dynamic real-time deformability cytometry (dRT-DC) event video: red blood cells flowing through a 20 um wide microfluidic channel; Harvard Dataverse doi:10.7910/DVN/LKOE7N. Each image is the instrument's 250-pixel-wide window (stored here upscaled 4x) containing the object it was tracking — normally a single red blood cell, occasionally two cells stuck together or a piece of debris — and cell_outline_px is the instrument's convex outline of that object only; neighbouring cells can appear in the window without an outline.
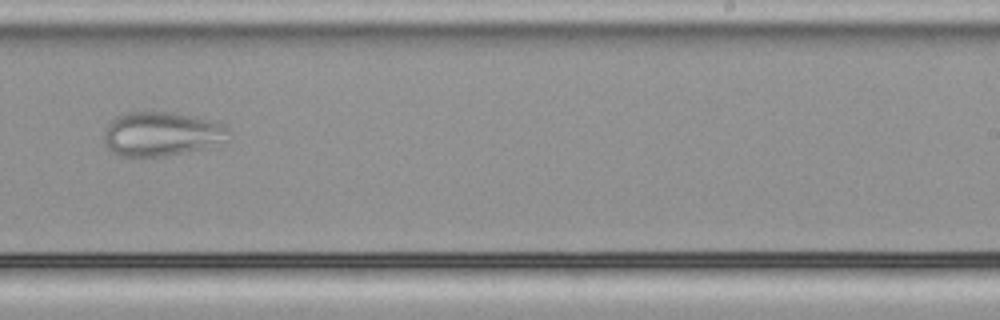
{"species": "common noctule bat (a hibernating species)", "species_latin": "Nyctalus noctula", "temperature_condition": "cold", "stored_images_in_passage": 42, "camera_frame_rate_fps": 3000, "um_per_image_px": 0.085, "animal": {"sex": "male", "body_mass_g": 21.5, "forearm_length_mm": 52.0}, "frame": {"image": 1, "passage_image": 22, "time_ms": 7.0, "image_size_px": [1000, 320], "cell_outline_px": [[228, 140], [200, 148], [184, 152], [164, 156], [120, 156], [112, 152], [104, 144], [104, 132], [108, 124], [116, 116], [124, 112], [172, 112], [192, 116], [208, 120], [220, 124], [228, 128]], "centroid_in_image_um": [13.66, 11.38], "position_along_channel_um": 275.3, "area_um2": 31.73}}
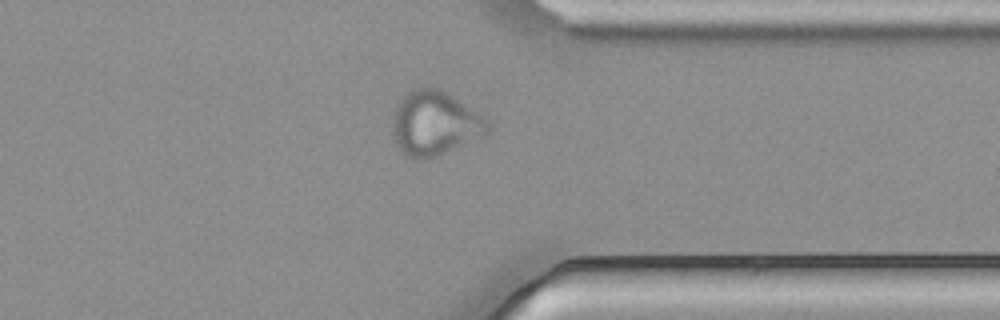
{"frame": {"image": 2, "passage_image": 30, "time_ms": 9.667, "image_size_px": [1000, 320], "cell_outline_px": [[492, 128], [488, 136], [424, 160], [420, 160], [408, 156], [396, 144], [392, 132], [392, 124], [396, 108], [400, 100], [412, 88], [440, 88], [488, 120]], "centroid_in_image_um": [36.99, 10.5], "position_along_channel_um": 374.4, "area_um2": 35.6}}
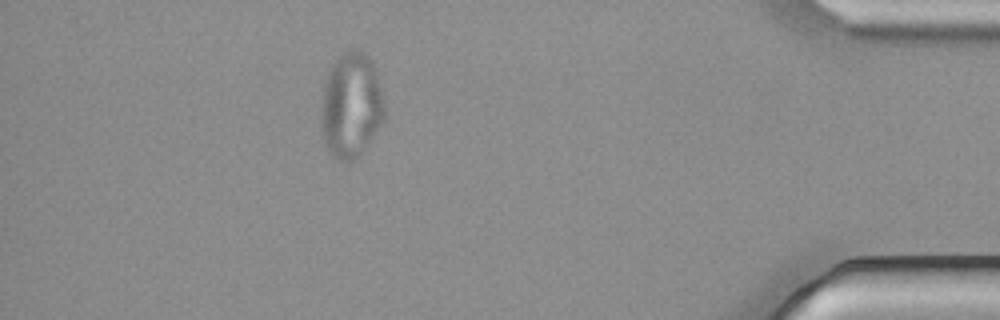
{"frame": {"image": 3, "passage_image": 36, "time_ms": 11.667, "image_size_px": [1000, 320], "cell_outline_px": [[384, 120], [372, 136], [348, 160], [340, 160], [332, 156], [328, 152], [324, 144], [320, 120], [320, 104], [324, 84], [332, 64], [344, 52], [364, 52], [372, 60], [384, 104]], "centroid_in_image_um": [29.79, 8.93], "position_along_channel_um": 405.4, "area_um2": 37.8}}